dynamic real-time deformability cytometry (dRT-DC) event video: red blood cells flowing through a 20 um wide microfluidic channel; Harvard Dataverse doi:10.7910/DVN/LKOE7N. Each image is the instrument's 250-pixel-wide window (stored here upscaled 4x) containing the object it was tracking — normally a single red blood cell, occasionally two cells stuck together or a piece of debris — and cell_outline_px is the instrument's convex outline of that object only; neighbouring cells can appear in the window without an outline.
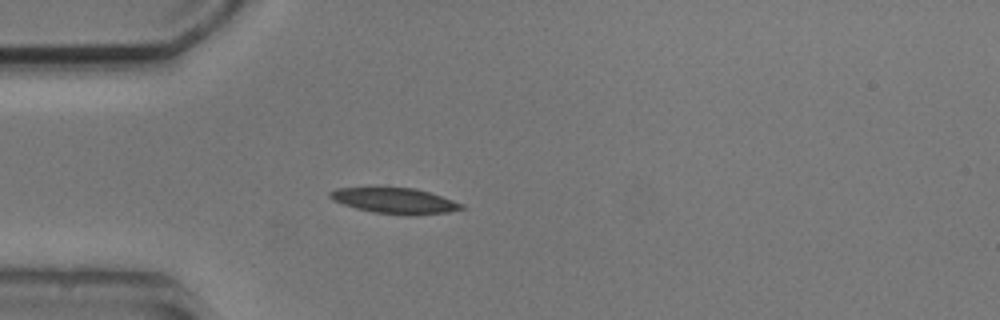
{"species": "common noctule bat (a hibernating species)", "species_latin": "Nyctalus noctula", "temperature_condition": "cold", "stored_images_in_passage": 1, "camera_frame_rate_fps": 3000, "um_per_image_px": 0.085, "animal": {"sex": "male", "body_mass_g": 20.5, "forearm_length_mm": 52.5}, "frame": {"image": 1, "passage_image": 1, "time_ms": 0.0, "image_size_px": [1000, 320], "cell_outline_px": [[464, 208], [448, 212], [416, 216], [408, 216], [372, 212], [356, 208], [332, 200], [328, 196], [328, 192], [336, 188], [416, 188], [464, 204]], "centroid_in_image_um": [33.56, 17.08], "position_along_channel_um": 51.4, "area_um2": 19.65}}